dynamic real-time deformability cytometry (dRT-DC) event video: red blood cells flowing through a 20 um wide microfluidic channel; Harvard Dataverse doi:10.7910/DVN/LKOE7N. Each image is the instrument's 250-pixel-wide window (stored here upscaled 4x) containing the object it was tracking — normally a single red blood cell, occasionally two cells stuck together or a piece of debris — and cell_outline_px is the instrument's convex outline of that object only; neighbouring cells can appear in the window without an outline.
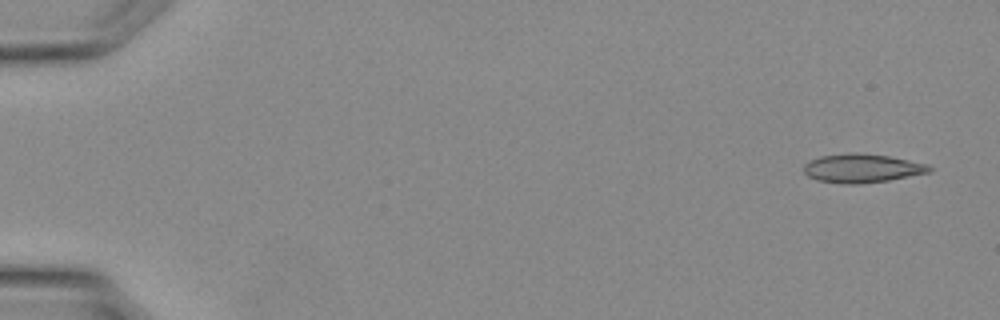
{"species": "Egyptian fruit bat (a non-hibernating species)", "species_latin": "Rousettus aegyptiacus", "temperature_condition": "warm", "stored_images_in_passage": 34, "camera_frame_rate_fps": 3000, "um_per_image_px": 0.085, "animal": {"sex": "female"}, "frame": {"image": 1, "passage_image": 1, "time_ms": 0.0, "image_size_px": [1000, 320], "cell_outline_px": [[932, 172], [888, 180], [856, 184], [840, 184], [816, 180], [808, 176], [804, 172], [804, 164], [820, 156], [848, 152], [856, 152], [888, 156], [928, 164], [932, 168]], "centroid_in_image_um": [73.26, 14.3], "position_along_channel_um": 11.7, "area_um2": 21.1}}
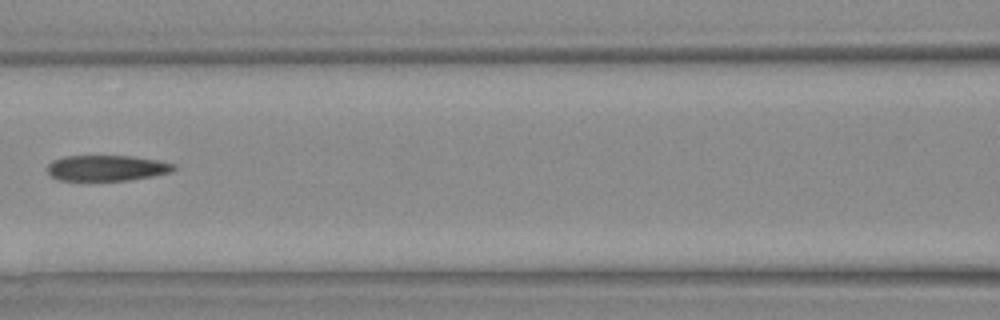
{"frame": {"image": 2, "passage_image": 16, "time_ms": 5.0, "image_size_px": [1000, 320], "cell_outline_px": [[176, 168], [172, 172], [152, 176], [128, 180], [56, 180], [48, 172], [48, 164], [52, 160], [64, 156], [128, 156], [156, 160], [176, 164]], "centroid_in_image_um": [9.07, 14.28], "position_along_channel_um": 157.5, "area_um2": 18.84}}
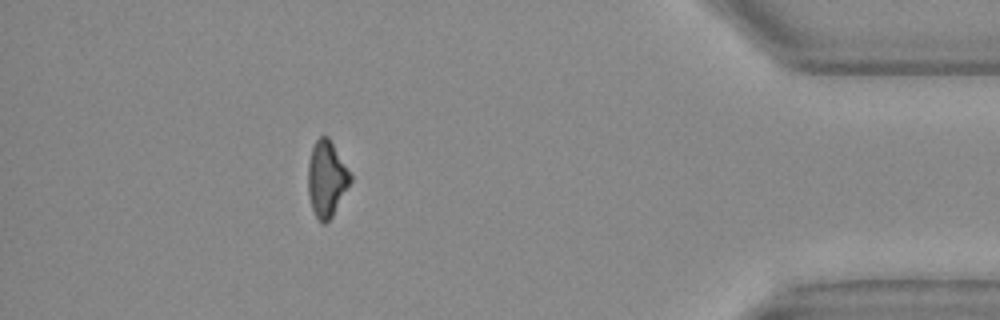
{"frame": {"image": 3, "passage_image": 31, "time_ms": 10.0, "image_size_px": [1000, 320], "cell_outline_px": [[352, 180], [332, 216], [324, 224], [316, 216], [312, 208], [308, 196], [308, 164], [312, 148], [316, 140], [320, 136], [328, 136], [352, 176]], "centroid_in_image_um": [27.75, 15.19], "position_along_channel_um": 407.4, "area_um2": 18.44}}